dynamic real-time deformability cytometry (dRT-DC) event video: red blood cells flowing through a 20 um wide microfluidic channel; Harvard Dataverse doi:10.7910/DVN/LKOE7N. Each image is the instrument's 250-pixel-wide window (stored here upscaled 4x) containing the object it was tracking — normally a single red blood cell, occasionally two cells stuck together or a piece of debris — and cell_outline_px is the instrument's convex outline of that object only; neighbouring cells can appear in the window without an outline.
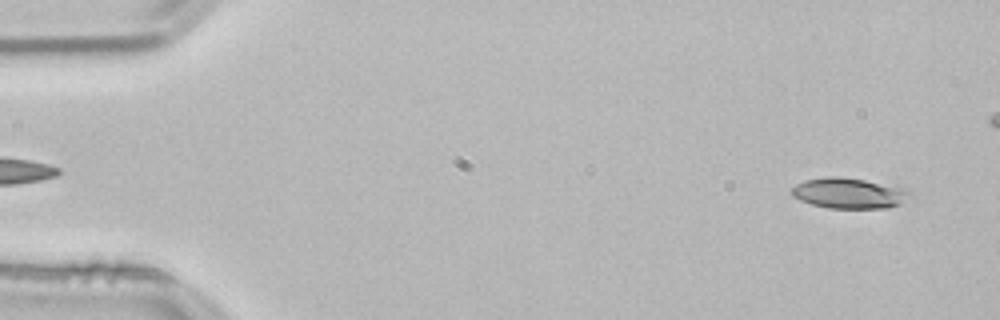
{"species": "common noctule bat (a hibernating species)", "species_latin": "Nyctalus noctula", "temperature_condition": "room temperature", "stored_images_in_passage": 47, "camera_frame_rate_fps": 3000, "um_per_image_px": 0.085, "animal": {"sex": "male", "body_mass_g": 21.5, "forearm_length_mm": 52.0}, "frame": {"image": 1, "passage_image": 2, "time_ms": 0.333, "image_size_px": [1000, 320], "cell_outline_px": [[916, 196], [900, 204], [888, 208], [828, 208], [812, 204], [800, 200], [792, 196], [788, 192], [796, 184], [804, 180], [828, 176], [840, 176], [864, 180], [904, 188], [912, 192]], "centroid_in_image_um": [72.19, 16.42], "position_along_channel_um": 12.8, "area_um2": 21.39}}
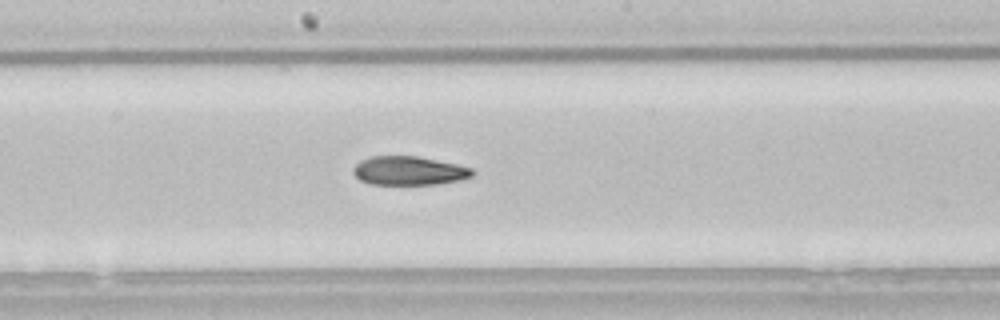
{"frame": {"image": 2, "passage_image": 27, "time_ms": 8.667, "image_size_px": [1000, 320], "cell_outline_px": [[476, 172], [472, 176], [460, 180], [436, 184], [372, 184], [360, 180], [352, 172], [352, 168], [360, 160], [372, 156], [416, 156], [456, 164], [472, 168]], "centroid_in_image_um": [34.75, 14.51], "position_along_channel_um": 213.4, "area_um2": 19.94}}
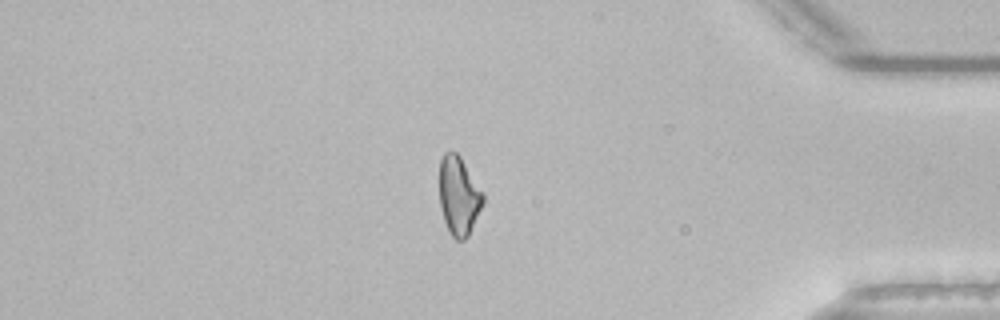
{"frame": {"image": 3, "passage_image": 44, "time_ms": 14.333, "image_size_px": [1000, 320], "cell_outline_px": [[484, 200], [468, 236], [464, 240], [456, 240], [452, 236], [444, 220], [440, 204], [440, 160], [444, 152], [452, 148], [460, 156], [484, 192]], "centroid_in_image_um": [39.0, 16.59], "position_along_channel_um": 396.2, "area_um2": 20.0}}